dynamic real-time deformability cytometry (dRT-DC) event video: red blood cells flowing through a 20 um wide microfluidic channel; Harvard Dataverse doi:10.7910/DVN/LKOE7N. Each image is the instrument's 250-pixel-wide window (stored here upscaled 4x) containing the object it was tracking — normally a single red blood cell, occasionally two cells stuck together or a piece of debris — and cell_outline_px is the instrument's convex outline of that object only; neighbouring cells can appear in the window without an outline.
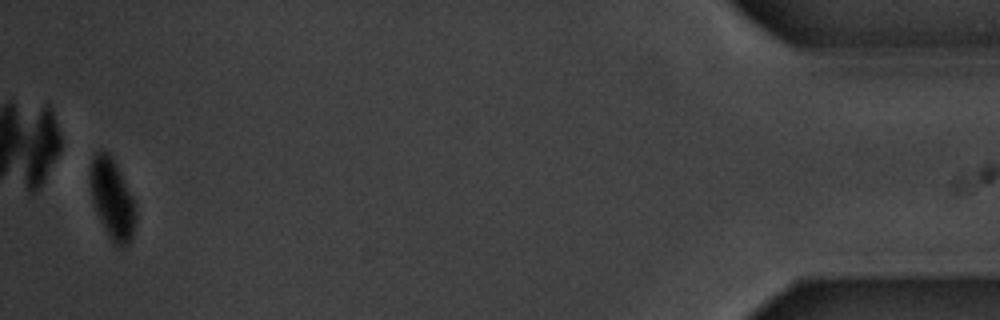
{"species": "common noctule bat (a hibernating species)", "species_latin": "Nyctalus noctula", "temperature_condition": "warm", "stored_images_in_passage": 16, "camera_frame_rate_fps": 3000, "um_per_image_px": 0.085, "animal": {"sex": "male", "body_mass_g": 20.1, "forearm_length_mm": 53.5}, "frame": {"image": 1, "passage_image": 16, "time_ms": 19.333, "image_size_px": [1000, 320], "cell_outline_px": [[136, 220], [132, 236], [128, 244], [124, 248], [116, 248], [108, 236], [100, 220], [92, 196], [88, 176], [92, 160], [96, 152], [108, 152], [116, 164], [136, 200]], "centroid_in_image_um": [9.57, 16.95], "position_along_channel_um": 425.6, "area_um2": 21.56}, "authors_computed_cell_mechanics": {"area_um2": 23.8714, "velocity_mm_per_s": 3.49, "shape_relaxation_time_tau1_ms": 2.6872, "shape_relaxation_time_tau2_ms": null, "deformation_change_tau1": 0.0806, "deformation_change_tau2": null}}